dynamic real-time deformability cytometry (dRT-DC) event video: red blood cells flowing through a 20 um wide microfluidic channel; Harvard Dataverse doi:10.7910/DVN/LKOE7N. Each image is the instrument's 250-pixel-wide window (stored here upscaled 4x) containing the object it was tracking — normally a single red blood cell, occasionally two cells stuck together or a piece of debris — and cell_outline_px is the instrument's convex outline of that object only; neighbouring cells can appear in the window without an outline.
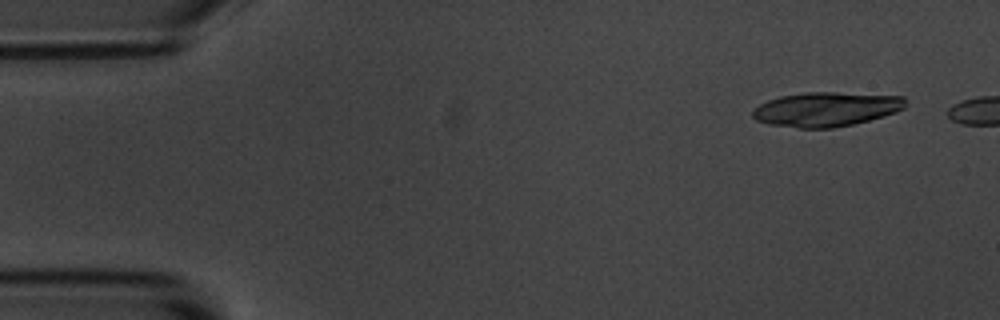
{"species": "common noctule bat (a hibernating species)", "species_latin": "Nyctalus noctula", "temperature_condition": "room temperature", "stored_images_in_passage": 9, "camera_frame_rate_fps": 3000, "um_per_image_px": 0.085, "animal": {"sex": "male", "body_mass_g": 20.1, "forearm_length_mm": 53.5}, "frame": {"image": 1, "passage_image": 2, "time_ms": 1.0, "image_size_px": [1000, 320], "cell_outline_px": [[904, 108], [896, 112], [884, 116], [852, 124], [832, 128], [796, 128], [768, 124], [756, 120], [752, 116], [752, 108], [768, 100], [780, 96], [804, 92], [836, 92], [904, 96]], "centroid_in_image_um": [70.18, 9.28], "position_along_channel_um": 14.8, "area_um2": 30.69}}
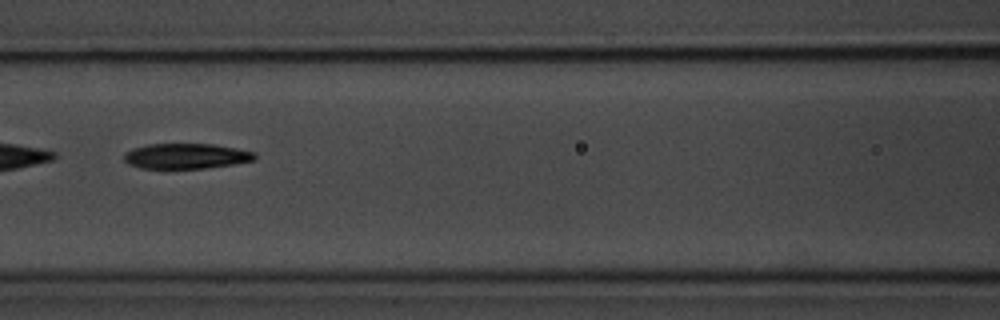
{"frame": {"image": 2, "passage_image": 7, "time_ms": 7.667, "image_size_px": [1000, 320], "cell_outline_px": [[256, 160], [232, 164], [204, 168], [140, 168], [128, 164], [124, 160], [124, 152], [132, 148], [148, 144], [216, 144], [256, 152]], "centroid_in_image_um": [15.81, 13.26], "position_along_channel_um": 150.8, "area_um2": 19.36}}
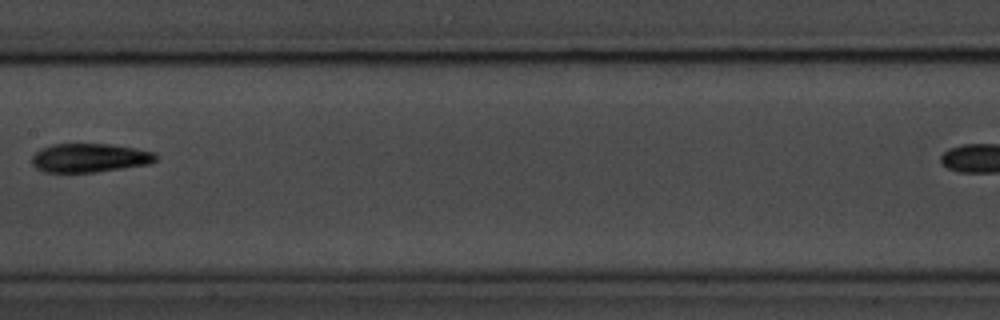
{"frame": {"image": 3, "passage_image": 8, "time_ms": 9.0, "image_size_px": [1000, 320], "cell_outline_px": [[156, 160], [152, 164], [96, 172], [44, 172], [36, 168], [32, 164], [32, 156], [40, 148], [52, 144], [112, 144], [136, 148], [156, 152]], "centroid_in_image_um": [7.64, 13.41], "position_along_channel_um": 199.8, "area_um2": 21.04}}